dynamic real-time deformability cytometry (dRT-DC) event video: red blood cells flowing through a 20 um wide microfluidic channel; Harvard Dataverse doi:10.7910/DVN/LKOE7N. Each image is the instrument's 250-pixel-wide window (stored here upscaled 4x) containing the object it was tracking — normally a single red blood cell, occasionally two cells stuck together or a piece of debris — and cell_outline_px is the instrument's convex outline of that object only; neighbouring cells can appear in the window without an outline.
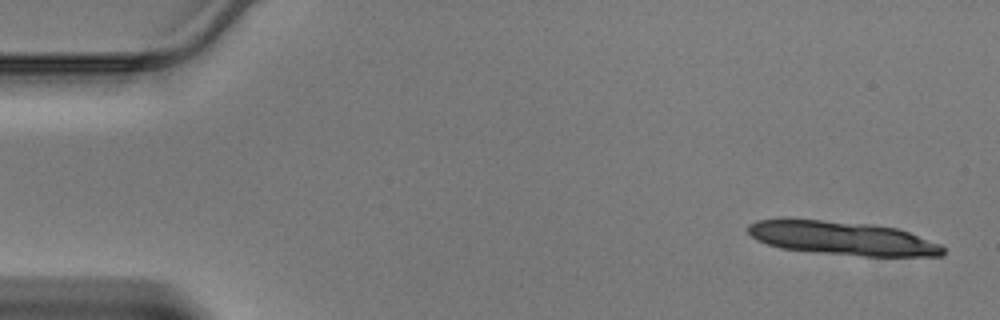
{"species": "Egyptian fruit bat (a non-hibernating species)", "species_latin": "Rousettus aegyptiacus", "temperature_condition": "warm", "stored_images_in_passage": 11, "camera_frame_rate_fps": 3000, "um_per_image_px": 0.085, "animal": {"sex": "male"}, "frame": {"image": 1, "passage_image": 2, "time_ms": 0.333, "image_size_px": [1000, 320], "cell_outline_px": [[944, 252], [940, 256], [864, 256], [780, 248], [756, 240], [748, 232], [748, 224], [756, 220], [820, 220], [876, 224], [896, 228], [908, 232], [940, 244], [944, 248]], "centroid_in_image_um": [71.63, 20.25], "position_along_channel_um": 13.4, "area_um2": 37.69}}